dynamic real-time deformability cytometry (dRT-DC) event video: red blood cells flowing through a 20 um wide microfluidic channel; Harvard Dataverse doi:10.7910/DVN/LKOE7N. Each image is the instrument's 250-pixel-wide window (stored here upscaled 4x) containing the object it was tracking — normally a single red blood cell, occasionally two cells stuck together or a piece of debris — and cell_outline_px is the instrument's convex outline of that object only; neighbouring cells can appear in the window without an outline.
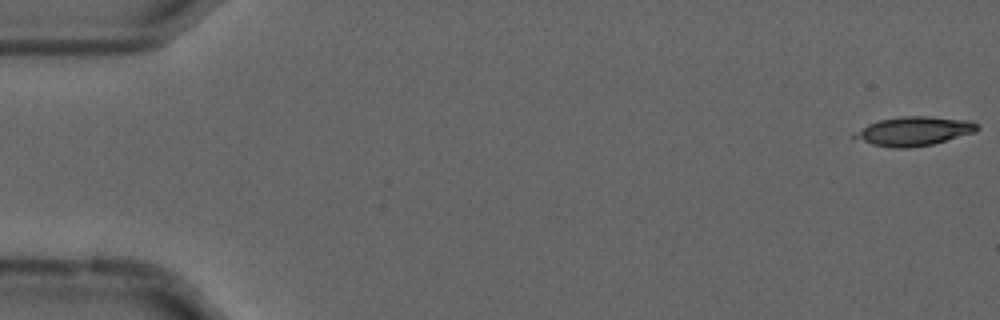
{"species": "common noctule bat (a hibernating species)", "species_latin": "Nyctalus noctula", "temperature_condition": "cold", "stored_images_in_passage": 12, "camera_frame_rate_fps": 3000, "um_per_image_px": 0.085, "animal": {"sex": "male", "forearm_length_mm": 52.5}, "frame": {"image": 1, "passage_image": 1, "time_ms": 0.0, "image_size_px": [1000, 320], "cell_outline_px": [[980, 128], [976, 132], [932, 144], [908, 148], [892, 148], [872, 144], [852, 136], [852, 132], [868, 124], [880, 120], [900, 116], [928, 116], [968, 120], [980, 124]], "centroid_in_image_um": [77.7, 11.14], "position_along_channel_um": 7.3, "area_um2": 20.81}}